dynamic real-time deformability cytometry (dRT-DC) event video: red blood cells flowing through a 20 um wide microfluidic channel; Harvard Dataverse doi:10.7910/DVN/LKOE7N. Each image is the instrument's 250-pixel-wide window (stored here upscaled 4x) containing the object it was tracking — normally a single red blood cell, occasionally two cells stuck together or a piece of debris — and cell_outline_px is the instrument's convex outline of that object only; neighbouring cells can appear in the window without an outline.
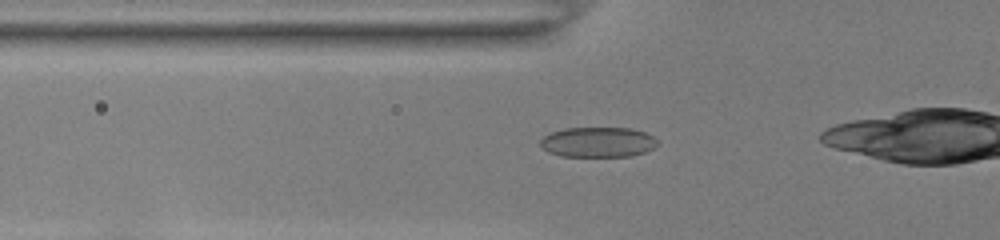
{"species": "common noctule bat (a hibernating species)", "species_latin": "Nyctalus noctula", "temperature_condition": "room temperature", "stored_images_in_passage": 33, "camera_frame_rate_fps": 3000, "um_per_image_px": 0.085, "animal": {"sex": "female", "body_mass_g": 22.0, "forearm_length_mm": 56.7}, "frame": {"image": 1, "passage_image": 15, "time_ms": 4.667, "image_size_px": [1000, 240], "cell_outline_px": [[660, 144], [644, 152], [632, 156], [560, 156], [548, 152], [540, 144], [540, 140], [544, 136], [552, 132], [564, 128], [632, 128], [644, 132], [652, 136]], "centroid_in_image_um": [50.83, 12.08], "position_along_channel_um": 75.0, "area_um2": 20.52}}
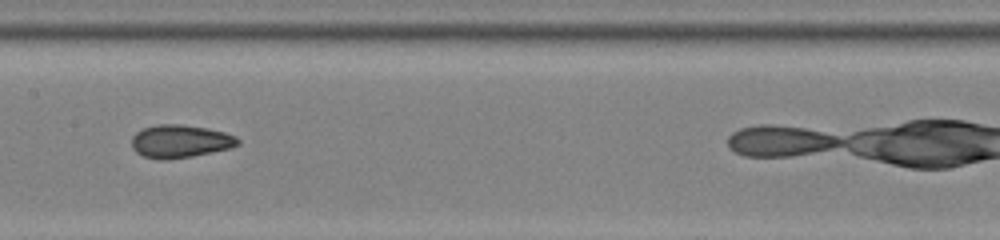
{"frame": {"image": 2, "passage_image": 24, "time_ms": 7.667, "image_size_px": [1000, 240], "cell_outline_px": [[240, 144], [232, 148], [192, 156], [164, 160], [160, 160], [144, 156], [136, 152], [132, 148], [132, 136], [136, 132], [144, 128], [156, 124], [180, 124], [208, 128], [224, 132], [236, 136], [240, 140]], "centroid_in_image_um": [15.33, 12.01], "position_along_channel_um": 192.1, "area_um2": 20.52}}
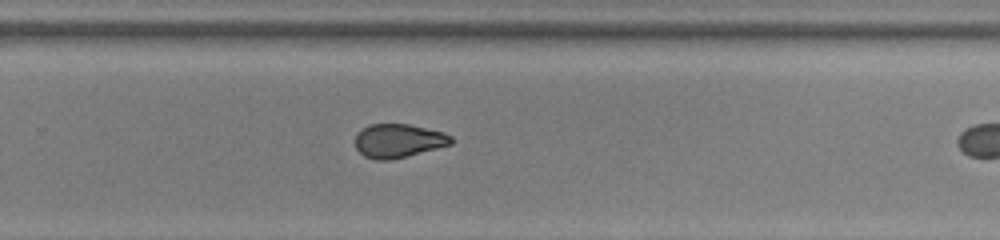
{"frame": {"image": 3, "passage_image": 32, "time_ms": 10.333, "image_size_px": [1000, 240], "cell_outline_px": [[452, 144], [388, 160], [376, 160], [364, 156], [356, 148], [356, 136], [364, 128], [372, 124], [408, 124], [444, 132], [452, 136]], "centroid_in_image_um": [33.87, 11.96], "position_along_channel_um": 295.9, "area_um2": 18.44}}